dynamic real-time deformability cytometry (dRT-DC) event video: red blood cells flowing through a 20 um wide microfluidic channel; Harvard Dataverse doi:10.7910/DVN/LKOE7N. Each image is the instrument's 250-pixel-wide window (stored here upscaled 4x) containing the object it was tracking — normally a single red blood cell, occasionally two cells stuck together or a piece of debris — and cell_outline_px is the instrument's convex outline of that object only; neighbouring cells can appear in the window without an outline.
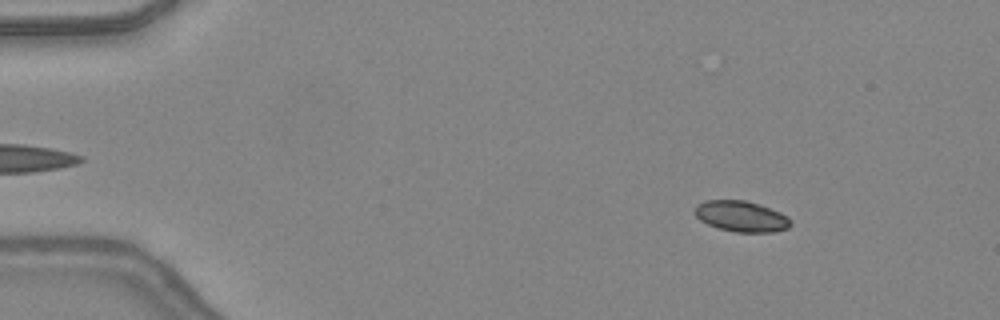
{"species": "common noctule bat (a hibernating species)", "species_latin": "Nyctalus noctula", "temperature_condition": "warm", "stored_images_in_passage": 48, "camera_frame_rate_fps": 3000, "um_per_image_px": 0.085, "animal": {"sex": "female", "body_mass_g": 24.6, "forearm_length_mm": 56.2}, "frame": {"image": 1, "passage_image": 6, "time_ms": 1.667, "image_size_px": [1000, 320], "cell_outline_px": [[792, 224], [788, 228], [772, 232], [736, 232], [720, 228], [708, 224], [700, 220], [696, 216], [696, 204], [704, 200], [744, 200], [760, 204], [780, 212], [788, 216], [792, 220]], "centroid_in_image_um": [63.04, 18.38], "position_along_channel_um": 22.0, "area_um2": 17.22}}
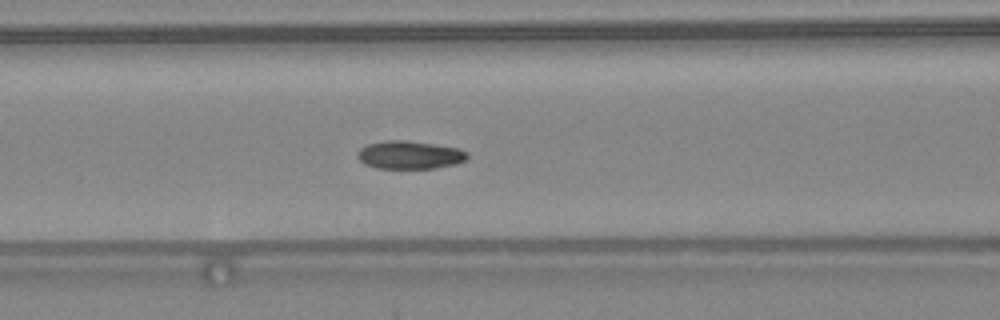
{"frame": {"image": 2, "passage_image": 20, "time_ms": 6.333, "image_size_px": [1000, 320], "cell_outline_px": [[468, 156], [464, 160], [456, 164], [436, 168], [376, 168], [364, 164], [356, 156], [356, 152], [360, 148], [368, 144], [384, 140], [408, 140], [436, 144], [456, 148], [468, 152]], "centroid_in_image_um": [34.79, 13.16], "position_along_channel_um": 131.8, "area_um2": 18.09}}
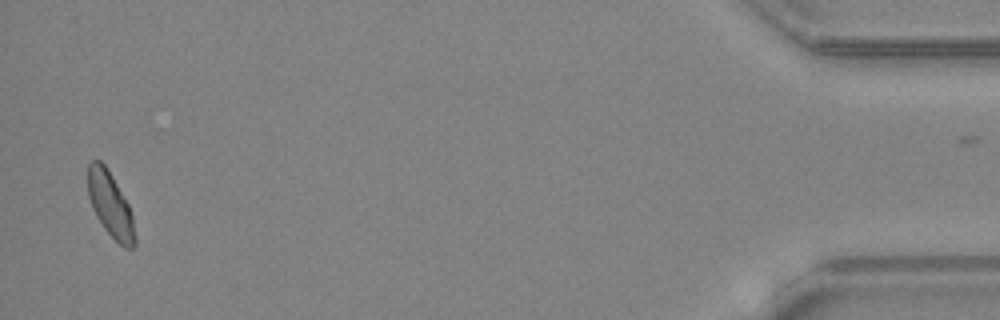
{"frame": {"image": 3, "passage_image": 46, "time_ms": 15.0, "image_size_px": [1000, 320], "cell_outline_px": [[136, 244], [132, 248], [124, 248], [104, 228], [96, 216], [92, 208], [88, 196], [88, 164], [92, 160], [100, 160], [104, 164], [112, 176], [128, 204], [132, 216], [136, 236]], "centroid_in_image_um": [9.38, 17.41], "position_along_channel_um": 425.8, "area_um2": 17.63}, "authors_computed_cell_mechanics": {"area_um2": 17.7446, "velocity_mm_per_s": 4.391, "shape_relaxation_time_tau1_ms": 1.7142, "shape_relaxation_time_tau2_ms": 2.4988, "deformation_change_tau1": 0.0951, "deformation_change_tau2": 0.0665}}